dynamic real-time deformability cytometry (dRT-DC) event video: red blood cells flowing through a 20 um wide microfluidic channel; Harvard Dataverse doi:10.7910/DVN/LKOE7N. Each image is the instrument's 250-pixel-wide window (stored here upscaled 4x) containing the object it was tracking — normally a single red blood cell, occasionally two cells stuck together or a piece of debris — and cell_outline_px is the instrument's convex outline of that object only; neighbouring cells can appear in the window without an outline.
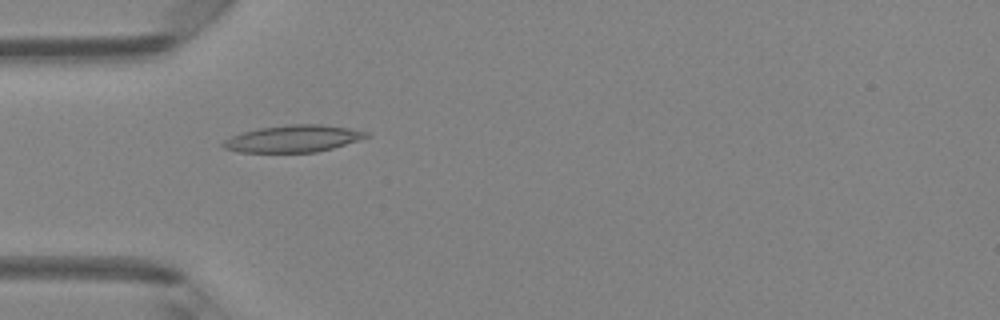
{"species": "Egyptian fruit bat (a non-hibernating species)", "species_latin": "Rousettus aegyptiacus", "temperature_condition": "room temperature", "stored_images_in_passage": 48, "camera_frame_rate_fps": 3000, "um_per_image_px": 0.085, "animal": {"sex": "female"}, "frame": {"image": 1, "passage_image": 15, "time_ms": 4.667, "image_size_px": [1000, 320], "cell_outline_px": [[372, 136], [332, 148], [316, 152], [240, 152], [224, 148], [220, 144], [224, 140], [232, 136], [244, 132], [260, 128], [288, 124], [320, 124], [348, 128], [368, 132]], "centroid_in_image_um": [24.93, 11.78], "position_along_channel_um": 60.1, "area_um2": 22.37}}
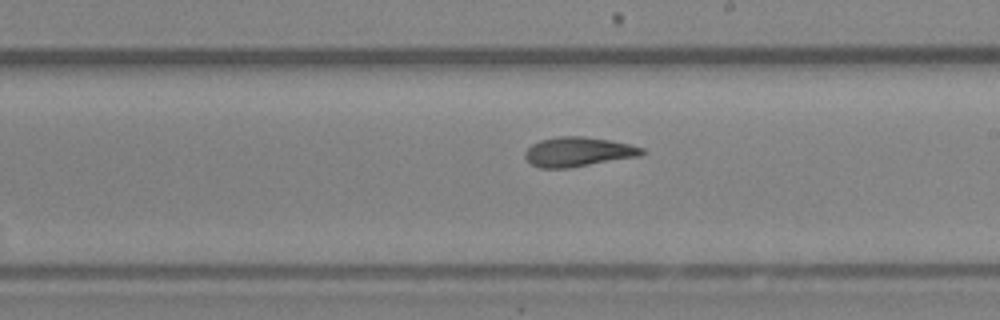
{"frame": {"image": 2, "passage_image": 28, "time_ms": 9.0, "image_size_px": [1000, 320], "cell_outline_px": [[648, 152], [640, 156], [568, 168], [540, 168], [532, 164], [524, 156], [524, 152], [532, 144], [540, 140], [560, 136], [584, 136], [608, 140], [628, 144], [644, 148]], "centroid_in_image_um": [49.15, 12.9], "position_along_channel_um": 239.8, "area_um2": 20.06}}
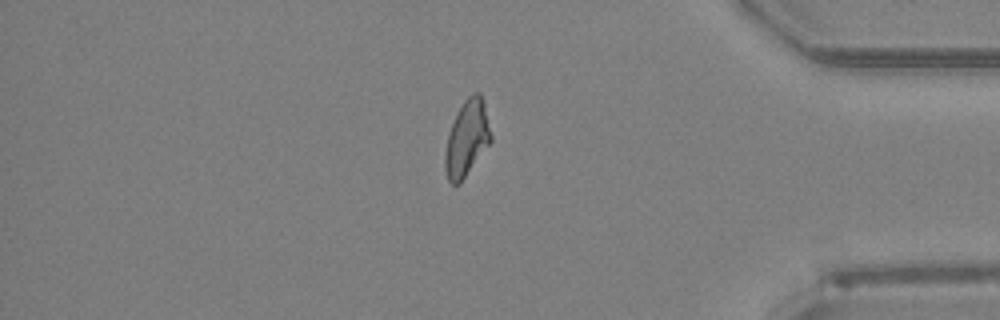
{"frame": {"image": 3, "passage_image": 41, "time_ms": 13.333, "image_size_px": [1000, 320], "cell_outline_px": [[492, 140], [460, 184], [452, 184], [448, 180], [444, 168], [444, 152], [448, 136], [452, 124], [464, 100], [472, 92], [480, 92], [484, 104], [492, 136]], "centroid_in_image_um": [39.68, 11.78], "position_along_channel_um": 395.5, "area_um2": 20.11}, "authors_computed_cell_mechanics": {"area_um2": 20.1722, "velocity_mm_per_s": 4.2288, "shape_relaxation_time_tau1_ms": 6.0519, "shape_relaxation_time_tau2_ms": 2.0977, "deformation_change_tau1": 0.1909, "deformation_change_tau2": 0.0931}}